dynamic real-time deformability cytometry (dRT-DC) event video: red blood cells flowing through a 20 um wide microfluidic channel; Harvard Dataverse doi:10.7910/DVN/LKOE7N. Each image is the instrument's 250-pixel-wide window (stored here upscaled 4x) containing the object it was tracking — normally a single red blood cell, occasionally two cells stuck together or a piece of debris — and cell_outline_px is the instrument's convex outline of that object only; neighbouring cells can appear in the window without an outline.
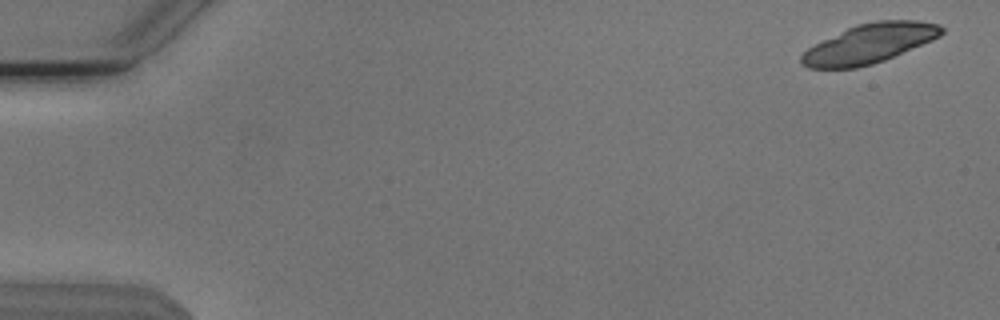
{"species": "Egyptian fruit bat (a non-hibernating species)", "species_latin": "Rousettus aegyptiacus", "temperature_condition": "cold", "stored_images_in_passage": 8, "camera_frame_rate_fps": 3000, "um_per_image_px": 0.085, "animal": {"sex": "male"}, "frame": {"image": 1, "passage_image": 1, "time_ms": 0.0, "image_size_px": [1000, 320], "cell_outline_px": [[944, 32], [940, 36], [932, 40], [884, 60], [872, 64], [856, 68], [808, 68], [800, 60], [800, 56], [808, 48], [856, 24], [876, 20], [920, 20], [936, 24], [944, 28]], "centroid_in_image_um": [73.93, 3.69], "position_along_channel_um": 11.1, "area_um2": 31.73}}